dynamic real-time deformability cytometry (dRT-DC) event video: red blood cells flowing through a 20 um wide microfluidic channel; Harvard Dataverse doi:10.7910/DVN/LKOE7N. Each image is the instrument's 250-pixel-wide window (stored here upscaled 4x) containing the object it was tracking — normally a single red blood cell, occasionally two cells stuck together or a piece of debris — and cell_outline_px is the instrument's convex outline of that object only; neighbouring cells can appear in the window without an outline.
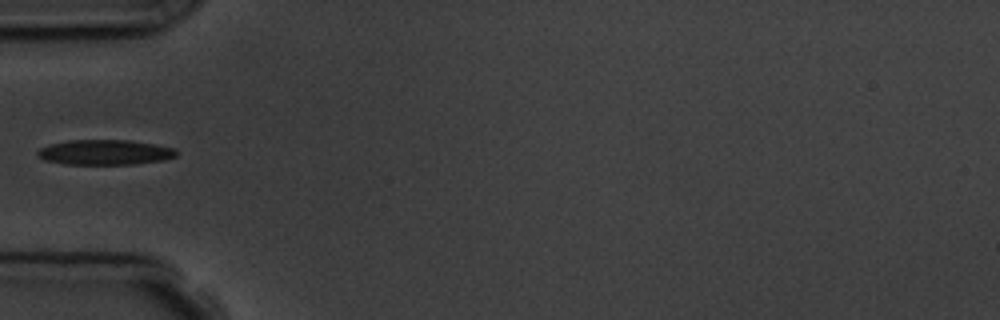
{"species": "common noctule bat (a hibernating species)", "species_latin": "Nyctalus noctula", "temperature_condition": "room temperature", "stored_images_in_passage": 6, "camera_frame_rate_fps": 3000, "um_per_image_px": 0.085, "animal": {"sex": "male", "body_mass_g": 19.5, "forearm_length_mm": 54.6}, "frame": {"image": 1, "passage_image": 6, "time_ms": 5.667, "image_size_px": [1000, 320], "cell_outline_px": [[176, 156], [164, 160], [132, 164], [64, 164], [44, 160], [36, 156], [36, 152], [40, 148], [48, 144], [68, 140], [128, 140], [156, 144], [176, 148]], "centroid_in_image_um": [8.89, 12.94], "position_along_channel_um": 76.1, "area_um2": 20.46}}